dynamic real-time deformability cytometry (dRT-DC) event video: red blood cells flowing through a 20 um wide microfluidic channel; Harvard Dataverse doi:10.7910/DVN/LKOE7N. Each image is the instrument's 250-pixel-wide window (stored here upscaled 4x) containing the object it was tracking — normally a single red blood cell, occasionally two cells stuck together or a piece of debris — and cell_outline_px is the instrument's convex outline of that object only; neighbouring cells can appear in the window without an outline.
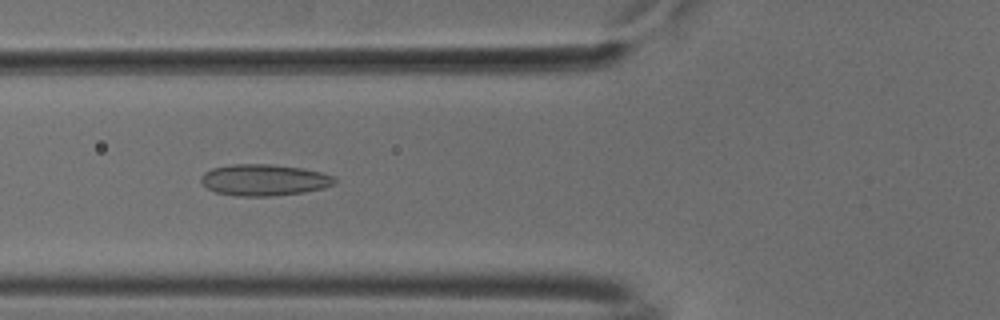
{"species": "common noctule bat (a hibernating species)", "species_latin": "Nyctalus noctula", "temperature_condition": "cold", "stored_images_in_passage": 53, "camera_frame_rate_fps": 3000, "um_per_image_px": 0.085, "animal": {"sex": "male", "body_mass_g": 18.8}, "frame": {"image": 1, "passage_image": 20, "time_ms": 6.333, "image_size_px": [1000, 320], "cell_outline_px": [[336, 184], [324, 188], [304, 192], [272, 196], [236, 196], [216, 192], [208, 188], [200, 180], [200, 176], [204, 172], [212, 168], [232, 164], [272, 164], [304, 168], [320, 172], [332, 176], [336, 180]], "centroid_in_image_um": [22.45, 15.29], "position_along_channel_um": 103.3, "area_um2": 24.57}}
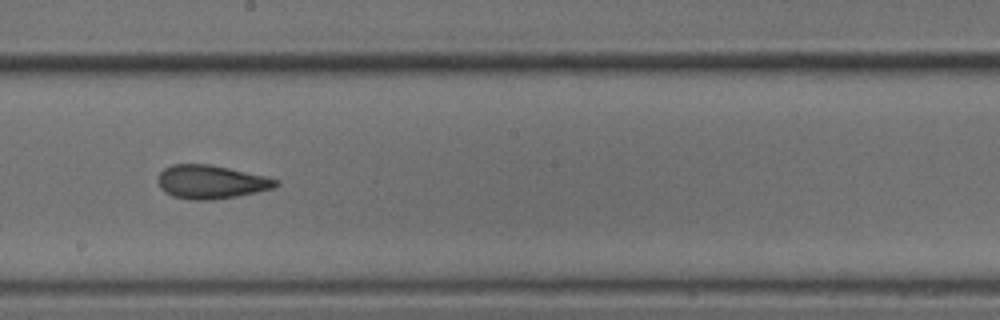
{"frame": {"image": 2, "passage_image": 30, "time_ms": 9.667, "image_size_px": [1000, 320], "cell_outline_px": [[280, 184], [276, 188], [236, 196], [212, 200], [192, 200], [172, 196], [164, 192], [160, 188], [156, 180], [160, 172], [164, 168], [172, 164], [212, 164], [268, 176], [280, 180]], "centroid_in_image_um": [17.96, 15.45], "position_along_channel_um": 230.2, "area_um2": 23.52}}
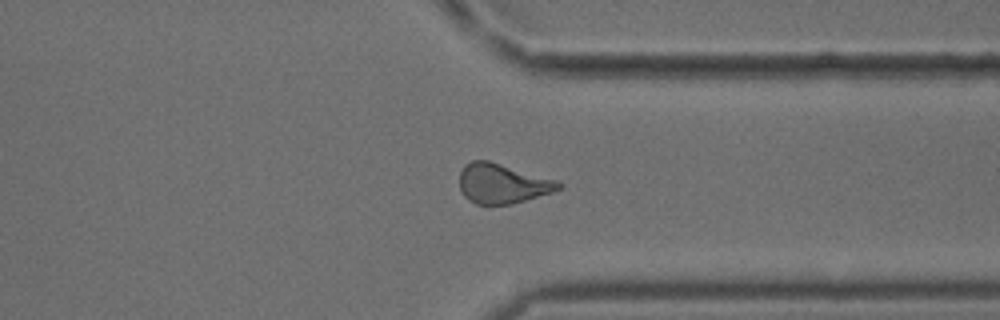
{"frame": {"image": 3, "passage_image": 41, "time_ms": 13.333, "image_size_px": [1000, 320], "cell_outline_px": [[564, 188], [552, 192], [512, 204], [476, 204], [468, 200], [464, 196], [460, 188], [460, 172], [464, 164], [472, 160], [488, 160], [556, 180], [564, 184]], "centroid_in_image_um": [42.7, 15.6], "position_along_channel_um": 368.7, "area_um2": 22.95}, "authors_computed_cell_mechanics": {"area_um2": 23.2356, "velocity_mm_per_s": 3.7856, "shape_relaxation_time_tau1_ms": null, "shape_relaxation_time_tau2_ms": 1.4746, "deformation_change_tau1": null, "deformation_change_tau2": 0.088}}